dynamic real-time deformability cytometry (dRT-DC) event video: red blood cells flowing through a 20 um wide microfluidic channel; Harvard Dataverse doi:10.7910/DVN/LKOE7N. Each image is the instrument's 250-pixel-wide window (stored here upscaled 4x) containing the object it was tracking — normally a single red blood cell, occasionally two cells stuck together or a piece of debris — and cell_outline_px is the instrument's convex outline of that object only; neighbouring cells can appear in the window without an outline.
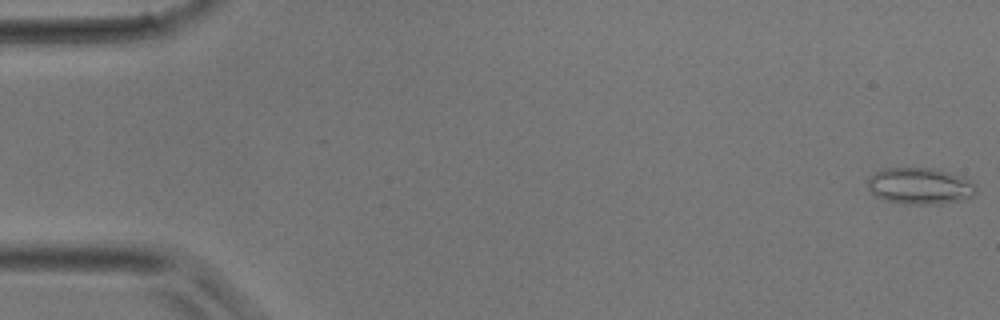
{"species": "common noctule bat (a hibernating species)", "species_latin": "Nyctalus noctula", "temperature_condition": "room temperature", "stored_images_in_passage": 39, "camera_frame_rate_fps": 3000, "um_per_image_px": 0.085, "animal": {"sex": "male", "body_mass_g": 17.9}, "frame": {"image": 1, "passage_image": 1, "time_ms": 0.0, "image_size_px": [1000, 320], "cell_outline_px": [[976, 192], [972, 196], [960, 200], [940, 204], [916, 204], [888, 200], [876, 196], [868, 188], [864, 180], [868, 176], [876, 172], [888, 168], [928, 168], [944, 172], [968, 180], [976, 184]], "centroid_in_image_um": [78.14, 15.81], "position_along_channel_um": 6.9, "area_um2": 22.6}}
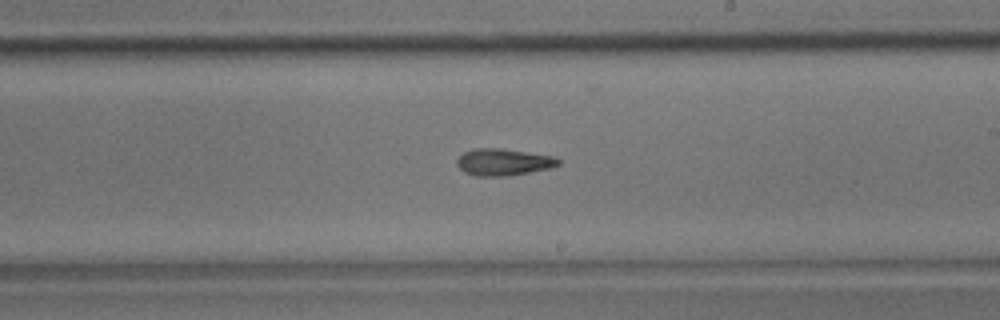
{"frame": {"image": 2, "passage_image": 23, "time_ms": 7.333, "image_size_px": [1000, 320], "cell_outline_px": [[560, 164], [548, 168], [508, 176], [476, 176], [464, 172], [456, 164], [456, 160], [464, 152], [476, 148], [500, 148], [552, 156], [560, 160]], "centroid_in_image_um": [42.75, 13.78], "position_along_channel_um": 246.3, "area_um2": 15.66}}
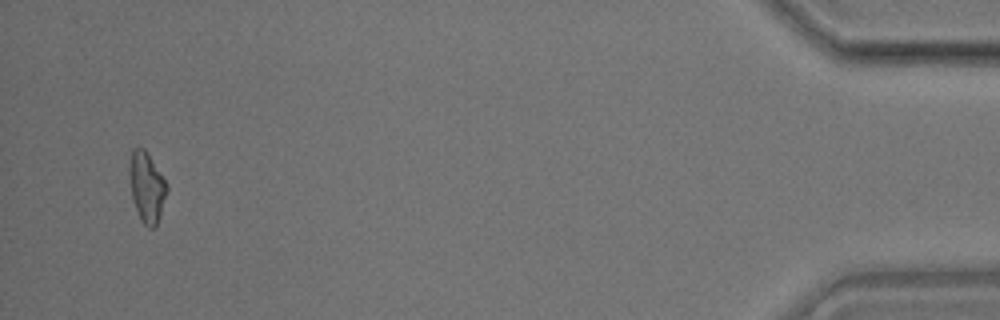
{"frame": {"image": 3, "passage_image": 38, "time_ms": 12.333, "image_size_px": [1000, 320], "cell_outline_px": [[168, 192], [160, 216], [156, 224], [152, 228], [148, 228], [144, 224], [132, 200], [128, 172], [128, 168], [132, 148], [144, 148], [168, 184]], "centroid_in_image_um": [12.47, 15.88], "position_along_channel_um": 422.7, "area_um2": 15.37}}